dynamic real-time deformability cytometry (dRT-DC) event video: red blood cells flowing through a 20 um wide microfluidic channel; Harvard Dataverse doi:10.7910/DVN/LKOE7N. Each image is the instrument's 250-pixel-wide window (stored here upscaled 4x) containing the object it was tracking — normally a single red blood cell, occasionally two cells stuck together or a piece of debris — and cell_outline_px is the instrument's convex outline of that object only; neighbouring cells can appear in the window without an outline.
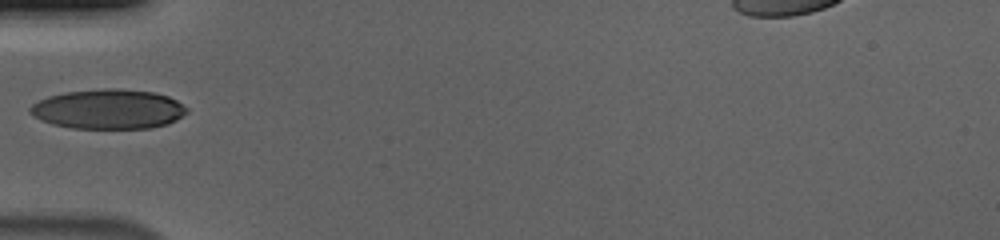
{"species": "human", "species_latin": "Homo sapiens", "temperature_condition": "cold", "stored_images_in_passage": 5, "camera_frame_rate_fps": 3000, "um_per_image_px": 0.085, "donor": {"sex": "male"}, "frame": {"image": 1, "passage_image": 1, "time_ms": 0.0, "image_size_px": [1000, 240], "cell_outline_px": [[188, 112], [176, 120], [168, 124], [152, 128], [72, 128], [52, 124], [40, 120], [32, 116], [28, 112], [28, 108], [32, 104], [48, 96], [64, 92], [100, 88], [120, 88], [156, 92], [168, 96], [176, 100], [188, 108]], "centroid_in_image_um": [9.2, 9.27], "position_along_channel_um": 75.8, "area_um2": 36.7}}